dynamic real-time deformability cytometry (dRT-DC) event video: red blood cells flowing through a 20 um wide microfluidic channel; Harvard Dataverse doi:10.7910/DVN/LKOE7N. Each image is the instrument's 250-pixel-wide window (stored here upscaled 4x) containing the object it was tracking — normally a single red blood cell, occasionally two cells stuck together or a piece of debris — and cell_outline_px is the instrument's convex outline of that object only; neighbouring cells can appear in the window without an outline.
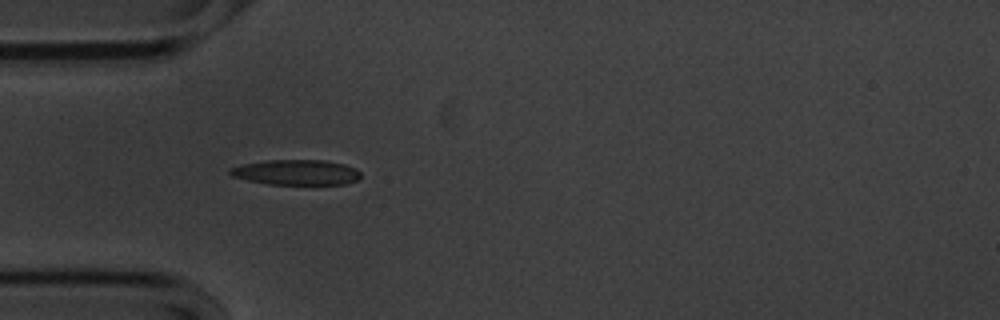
{"species": "common noctule bat (a hibernating species)", "species_latin": "Nyctalus noctula", "temperature_condition": "cold", "stored_images_in_passage": 9, "camera_frame_rate_fps": 3000, "um_per_image_px": 0.085, "animal": {"sex": "male", "body_mass_g": 20.1, "forearm_length_mm": 53.5}, "frame": {"image": 1, "passage_image": 6, "time_ms": 1.667, "image_size_px": [1000, 320], "cell_outline_px": [[360, 176], [356, 180], [348, 184], [268, 184], [248, 180], [232, 176], [228, 172], [232, 168], [240, 164], [268, 160], [324, 160], [344, 164], [356, 168], [360, 172]], "centroid_in_image_um": [25.2, 14.64], "position_along_channel_um": 59.8, "area_um2": 19.19}}
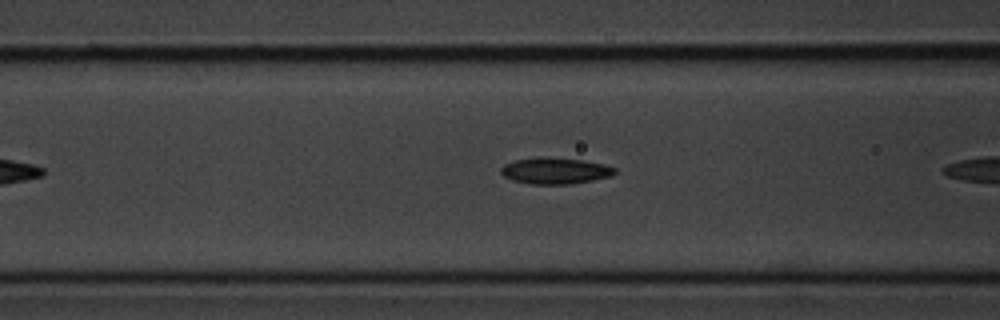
{"frame": {"image": 2, "passage_image": 8, "time_ms": 2.333, "image_size_px": [1000, 320], "cell_outline_px": [[616, 172], [612, 176], [592, 180], [568, 184], [528, 184], [512, 180], [504, 176], [500, 172], [500, 168], [504, 164], [516, 160], [540, 156], [584, 160], [604, 164], [616, 168]], "centroid_in_image_um": [47.17, 14.51], "position_along_channel_um": 119.4, "area_um2": 17.57}}